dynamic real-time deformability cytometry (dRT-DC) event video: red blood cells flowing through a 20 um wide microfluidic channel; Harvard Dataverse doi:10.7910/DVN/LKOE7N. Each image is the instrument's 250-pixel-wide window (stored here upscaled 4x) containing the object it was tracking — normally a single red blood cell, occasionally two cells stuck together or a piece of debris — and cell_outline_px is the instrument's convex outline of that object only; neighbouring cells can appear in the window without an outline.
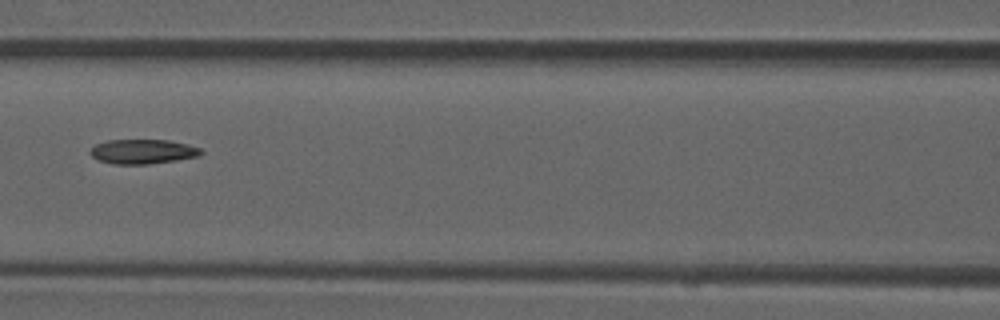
{"species": "common noctule bat (a hibernating species)", "species_latin": "Nyctalus noctula", "temperature_condition": "room temperature", "stored_images_in_passage": 10, "camera_frame_rate_fps": 3000, "um_per_image_px": 0.085, "animal": {"sex": "male", "forearm_length_mm": 52.5}, "frame": {"image": 1, "passage_image": 6, "time_ms": 1.667, "image_size_px": [1000, 320], "cell_outline_px": [[204, 152], [196, 156], [176, 160], [148, 164], [112, 164], [100, 160], [92, 156], [88, 152], [96, 144], [108, 140], [168, 140], [188, 144], [200, 148]], "centroid_in_image_um": [12.12, 12.88], "position_along_channel_um": 154.5, "area_um2": 15.72}}
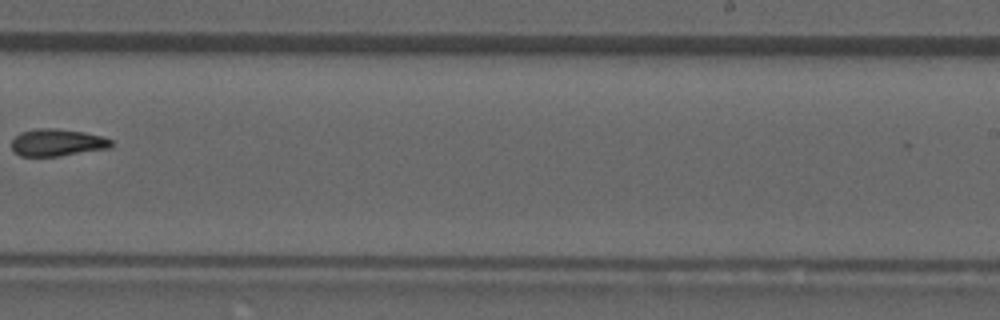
{"frame": {"image": 2, "passage_image": 9, "time_ms": 2.667, "image_size_px": [1000, 320], "cell_outline_px": [[112, 144], [108, 148], [60, 156], [20, 156], [12, 152], [12, 140], [20, 132], [36, 128], [56, 128], [84, 132], [100, 136], [112, 140]], "centroid_in_image_um": [4.81, 12.11], "position_along_channel_um": 284.2, "area_um2": 15.78}}
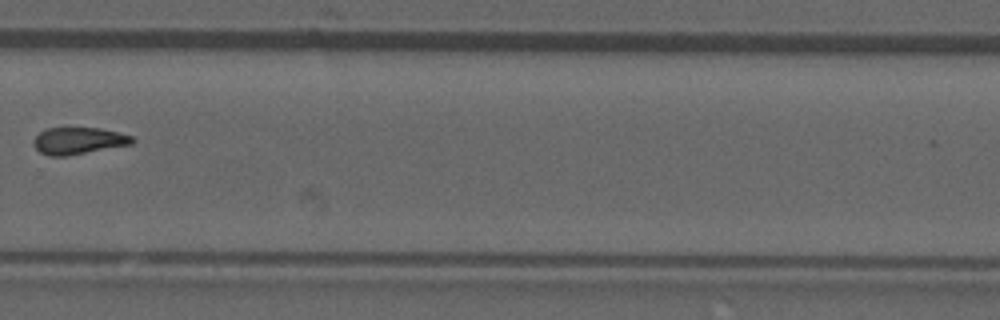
{"frame": {"image": 3, "passage_image": 10, "time_ms": 3.0, "image_size_px": [1000, 320], "cell_outline_px": [[136, 140], [132, 144], [64, 156], [48, 156], [40, 152], [32, 144], [32, 140], [40, 132], [48, 128], [100, 128], [132, 136]], "centroid_in_image_um": [6.64, 11.96], "position_along_channel_um": 323.2, "area_um2": 15.32}}